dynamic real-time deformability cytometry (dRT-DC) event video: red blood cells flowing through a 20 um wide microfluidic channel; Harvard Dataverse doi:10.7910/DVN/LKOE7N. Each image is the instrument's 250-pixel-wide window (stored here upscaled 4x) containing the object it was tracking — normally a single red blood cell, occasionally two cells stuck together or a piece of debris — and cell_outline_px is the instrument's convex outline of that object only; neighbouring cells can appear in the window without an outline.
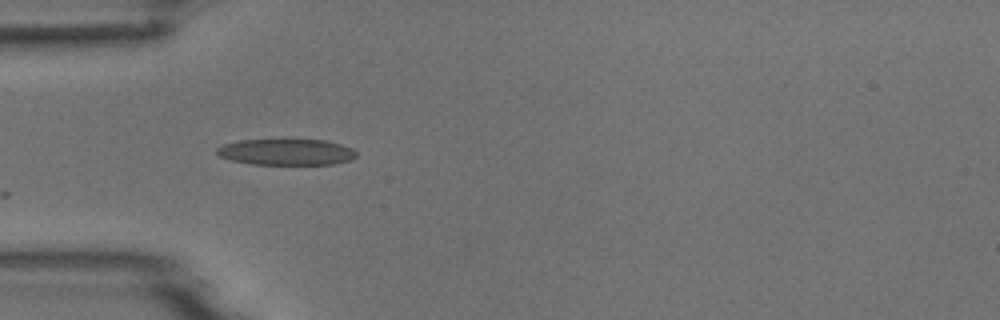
{"species": "common noctule bat (a hibernating species)", "species_latin": "Nyctalus noctula", "temperature_condition": "room temperature", "stored_images_in_passage": 6, "camera_frame_rate_fps": 3000, "um_per_image_px": 0.085, "animal": {"sex": "male", "body_mass_g": 18.8}, "frame": {"image": 1, "passage_image": 5, "time_ms": 1.333, "image_size_px": [1000, 320], "cell_outline_px": [[356, 156], [352, 160], [332, 164], [252, 164], [232, 160], [220, 156], [216, 152], [216, 148], [224, 144], [240, 140], [324, 140], [340, 144], [352, 148], [356, 152]], "centroid_in_image_um": [24.35, 12.92], "position_along_channel_um": 60.7, "area_um2": 21.1}}